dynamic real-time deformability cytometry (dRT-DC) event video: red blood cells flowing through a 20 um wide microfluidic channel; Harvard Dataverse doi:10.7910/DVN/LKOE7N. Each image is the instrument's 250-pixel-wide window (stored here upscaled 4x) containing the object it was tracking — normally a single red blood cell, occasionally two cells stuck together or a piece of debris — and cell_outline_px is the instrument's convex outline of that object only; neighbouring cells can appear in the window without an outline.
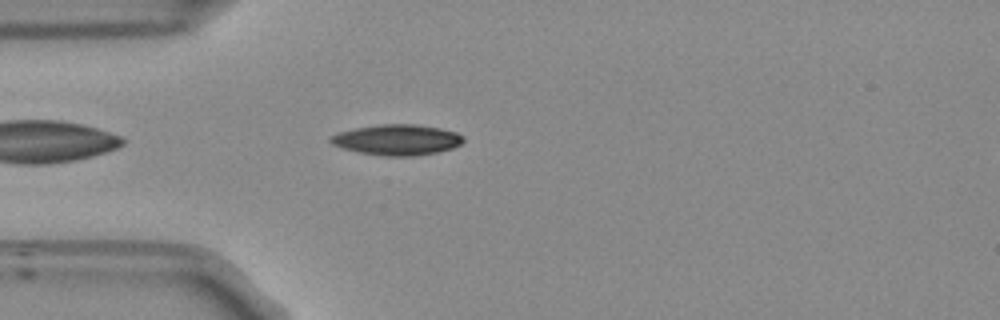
{"species": "Egyptian fruit bat (a non-hibernating species)", "species_latin": "Rousettus aegyptiacus", "temperature_condition": "room temperature", "stored_images_in_passage": 41, "camera_frame_rate_fps": 3000, "um_per_image_px": 0.085, "frame": {"image": 1, "passage_image": 3, "time_ms": 0.667, "image_size_px": [1000, 320], "cell_outline_px": [[464, 140], [460, 144], [452, 148], [436, 152], [412, 156], [384, 156], [360, 152], [344, 148], [332, 144], [328, 140], [332, 136], [340, 132], [356, 128], [380, 124], [416, 124], [440, 128], [456, 132], [464, 136]], "centroid_in_image_um": [33.78, 11.88], "position_along_channel_um": 51.2, "area_um2": 23.47}}
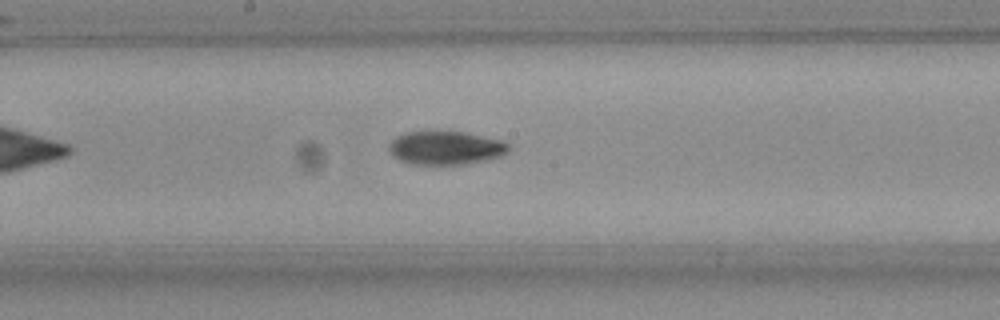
{"frame": {"image": 2, "passage_image": 16, "time_ms": 5.0, "image_size_px": [1000, 320], "cell_outline_px": [[508, 152], [500, 156], [488, 160], [464, 164], [412, 164], [400, 160], [388, 148], [388, 144], [396, 136], [404, 132], [428, 128], [436, 128], [464, 132], [504, 140], [508, 144]], "centroid_in_image_um": [37.87, 12.51], "position_along_channel_um": 210.3, "area_um2": 24.22}}
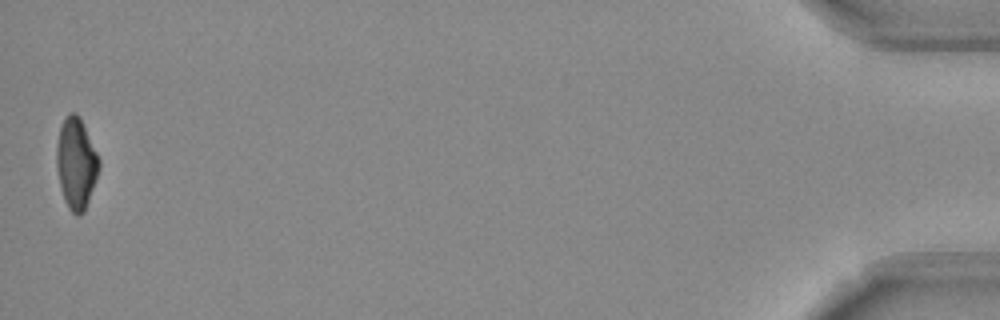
{"frame": {"image": 3, "passage_image": 41, "time_ms": 13.333, "image_size_px": [1000, 320], "cell_outline_px": [[100, 168], [84, 212], [80, 216], [76, 216], [68, 208], [64, 200], [60, 188], [56, 164], [56, 148], [60, 128], [68, 112], [76, 112], [80, 116], [100, 160]], "centroid_in_image_um": [6.47, 13.89], "position_along_channel_um": 428.7, "area_um2": 22.6}, "authors_computed_cell_mechanics": {"area_um2": 22.9466, "velocity_mm_per_s": 3.8282, "shape_relaxation_time_tau1_ms": 3.7625, "shape_relaxation_time_tau2_ms": 5.8975, "deformation_change_tau1": 0.1536, "deformation_change_tau2": 0.1179}}